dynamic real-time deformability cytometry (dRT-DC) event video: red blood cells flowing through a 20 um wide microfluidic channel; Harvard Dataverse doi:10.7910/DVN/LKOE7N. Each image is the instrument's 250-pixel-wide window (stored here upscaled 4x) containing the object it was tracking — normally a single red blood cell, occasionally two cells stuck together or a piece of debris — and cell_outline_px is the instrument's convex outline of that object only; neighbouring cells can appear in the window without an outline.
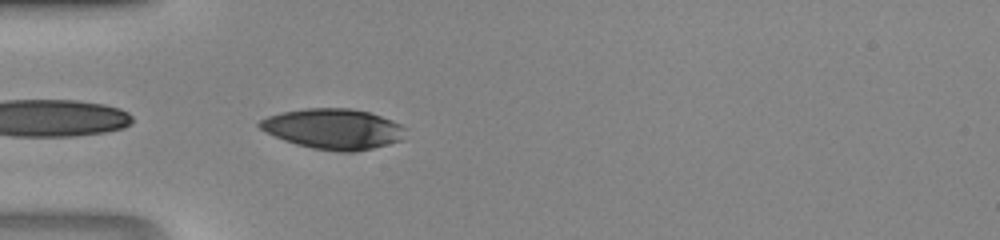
{"species": "human", "species_latin": "Homo sapiens", "temperature_condition": "room temperature", "stored_images_in_passage": 18, "camera_frame_rate_fps": 3000, "um_per_image_px": 0.085, "donor": {"sex": "male"}, "frame": {"image": 1, "passage_image": 1, "time_ms": 0.0, "image_size_px": [1000, 240], "cell_outline_px": [[408, 128], [400, 140], [388, 144], [356, 152], [340, 152], [312, 148], [296, 144], [284, 140], [260, 128], [256, 124], [260, 120], [268, 116], [280, 112], [304, 108], [352, 108], [368, 112], [392, 120]], "centroid_in_image_um": [28.34, 10.95], "position_along_channel_um": 56.7, "area_um2": 34.33}}